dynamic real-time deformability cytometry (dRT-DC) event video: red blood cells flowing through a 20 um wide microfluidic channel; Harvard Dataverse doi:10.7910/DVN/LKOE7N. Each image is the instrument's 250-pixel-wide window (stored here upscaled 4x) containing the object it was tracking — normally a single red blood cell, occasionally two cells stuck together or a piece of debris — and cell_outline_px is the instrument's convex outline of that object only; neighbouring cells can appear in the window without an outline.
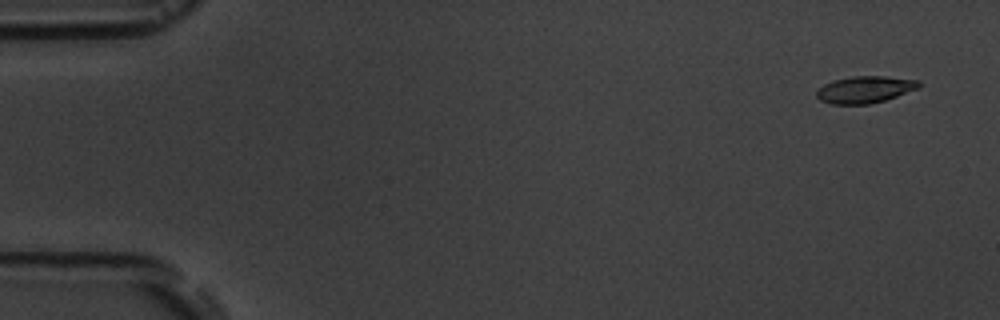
{"species": "common noctule bat (a hibernating species)", "species_latin": "Nyctalus noctula", "temperature_condition": "room temperature", "stored_images_in_passage": 5, "camera_frame_rate_fps": 3000, "um_per_image_px": 0.085, "animal": {"sex": "male", "body_mass_g": 19.5, "forearm_length_mm": 54.6}, "frame": {"image": 1, "passage_image": 1, "time_ms": 0.0, "image_size_px": [1000, 320], "cell_outline_px": [[920, 88], [884, 100], [868, 104], [832, 104], [820, 100], [816, 96], [816, 88], [832, 80], [852, 76], [884, 76], [920, 80]], "centroid_in_image_um": [73.49, 7.6], "position_along_channel_um": 11.5, "area_um2": 16.13}}
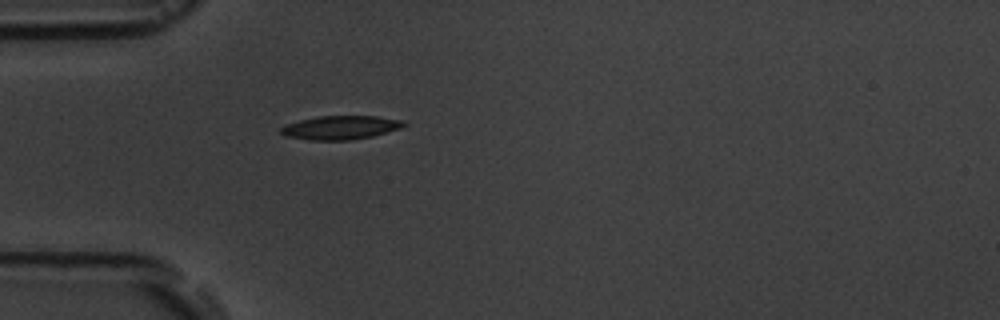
{"frame": {"image": 2, "passage_image": 5, "time_ms": 4.667, "image_size_px": [1000, 320], "cell_outline_px": [[408, 124], [400, 128], [372, 136], [352, 140], [308, 140], [284, 136], [280, 132], [280, 128], [288, 124], [300, 120], [320, 116], [376, 116], [404, 120]], "centroid_in_image_um": [28.95, 10.84], "position_along_channel_um": 56.0, "area_um2": 16.99}}